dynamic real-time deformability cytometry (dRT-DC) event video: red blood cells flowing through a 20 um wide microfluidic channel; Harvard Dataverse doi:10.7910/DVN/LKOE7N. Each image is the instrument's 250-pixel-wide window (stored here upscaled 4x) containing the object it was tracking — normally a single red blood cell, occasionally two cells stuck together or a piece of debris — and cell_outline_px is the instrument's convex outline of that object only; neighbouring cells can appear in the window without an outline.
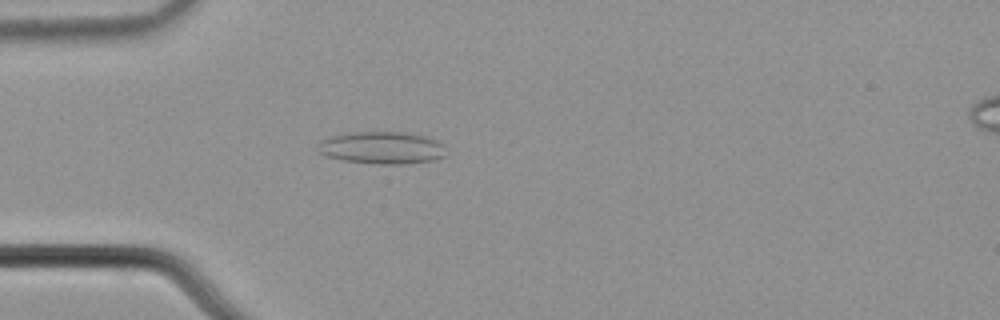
{"species": "common noctule bat (a hibernating species)", "species_latin": "Nyctalus noctula", "temperature_condition": "cold", "stored_images_in_passage": 4, "camera_frame_rate_fps": 3000, "um_per_image_px": 0.085, "animal": {"sex": "male", "body_mass_g": 21.5, "forearm_length_mm": 52.0}, "frame": {"image": 1, "passage_image": 4, "time_ms": 1.0, "image_size_px": [1000, 320], "cell_outline_px": [[444, 156], [432, 160], [404, 164], [376, 164], [344, 160], [324, 156], [320, 152], [316, 144], [320, 140], [332, 136], [352, 132], [404, 132], [424, 136], [440, 140], [444, 144]], "centroid_in_image_um": [32.45, 12.56], "position_along_channel_um": 52.5, "area_um2": 24.22}}